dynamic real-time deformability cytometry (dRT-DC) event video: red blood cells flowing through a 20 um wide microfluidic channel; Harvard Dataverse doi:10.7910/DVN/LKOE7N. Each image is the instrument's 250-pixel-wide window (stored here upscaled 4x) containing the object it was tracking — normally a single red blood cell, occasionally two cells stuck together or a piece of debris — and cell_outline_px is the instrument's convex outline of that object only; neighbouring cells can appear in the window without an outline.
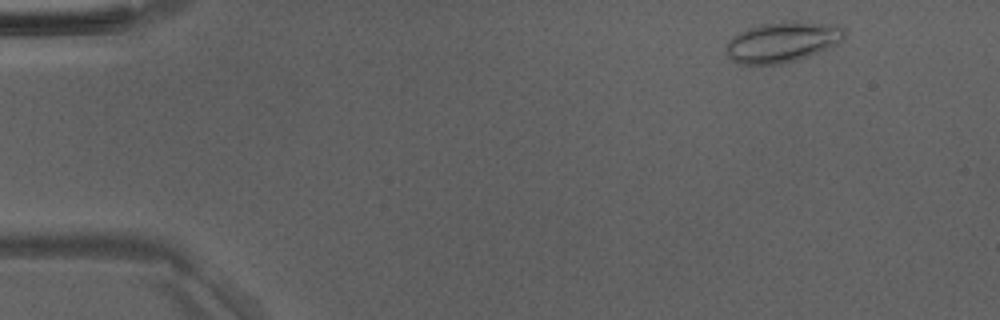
{"species": "Egyptian fruit bat (a non-hibernating species)", "species_latin": "Rousettus aegyptiacus", "temperature_condition": "room temperature", "stored_images_in_passage": 47, "camera_frame_rate_fps": 3000, "um_per_image_px": 0.085, "animal": {"sex": "male"}, "frame": {"image": 1, "passage_image": 3, "time_ms": 0.667, "image_size_px": [1000, 320], "cell_outline_px": [[844, 40], [836, 44], [808, 56], [784, 64], [736, 64], [728, 56], [728, 40], [732, 36], [748, 28], [764, 24], [788, 20], [792, 20], [836, 24], [844, 28]], "centroid_in_image_um": [66.52, 3.56], "position_along_channel_um": 18.5, "area_um2": 27.92}}
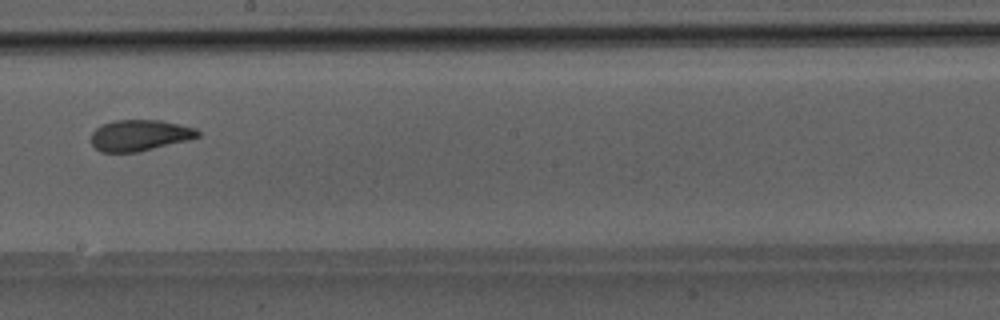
{"frame": {"image": 2, "passage_image": 26, "time_ms": 8.333, "image_size_px": [1000, 320], "cell_outline_px": [[200, 136], [188, 140], [136, 152], [100, 152], [92, 144], [92, 132], [100, 124], [116, 120], [160, 120], [196, 128], [200, 132]], "centroid_in_image_um": [11.86, 11.49], "position_along_channel_um": 236.3, "area_um2": 19.25}}
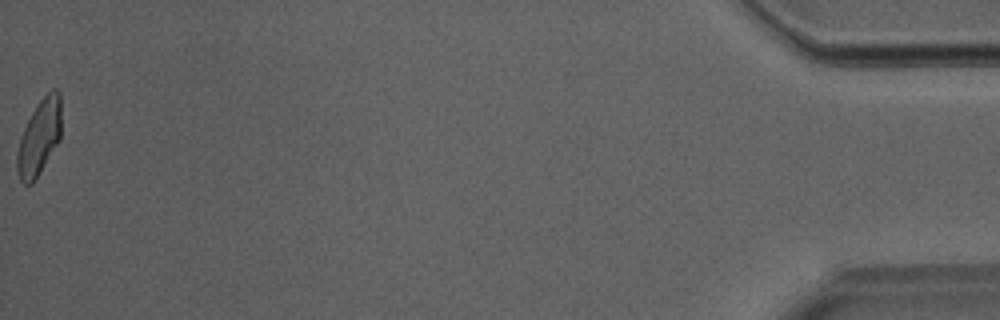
{"frame": {"image": 3, "passage_image": 47, "time_ms": 15.333, "image_size_px": [1000, 320], "cell_outline_px": [[60, 140], [32, 184], [24, 184], [20, 180], [16, 168], [16, 156], [20, 136], [36, 104], [52, 88], [56, 88], [60, 92]], "centroid_in_image_um": [3.33, 11.66], "position_along_channel_um": 431.9, "area_um2": 19.36}}